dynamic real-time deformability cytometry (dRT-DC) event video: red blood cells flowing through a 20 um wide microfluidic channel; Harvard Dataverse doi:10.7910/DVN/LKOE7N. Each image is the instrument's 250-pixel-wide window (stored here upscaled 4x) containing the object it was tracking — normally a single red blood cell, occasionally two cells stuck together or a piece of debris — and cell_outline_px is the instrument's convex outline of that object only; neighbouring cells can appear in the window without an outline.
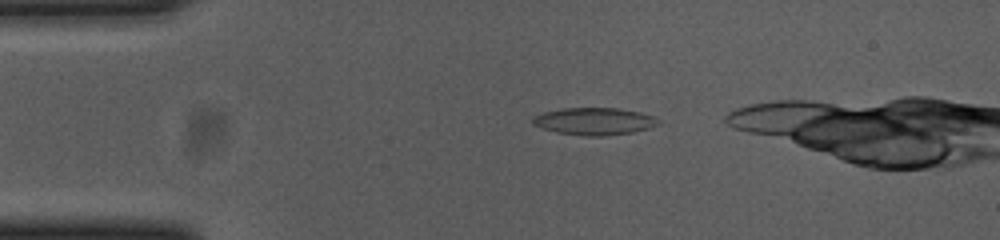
{"species": "common noctule bat (a hibernating species)", "species_latin": "Nyctalus noctula", "temperature_condition": "cold", "stored_images_in_passage": 41, "camera_frame_rate_fps": 3000, "um_per_image_px": 0.085, "animal": {"sex": "female", "body_mass_g": 23.0, "forearm_length_mm": 53.4}, "frame": {"image": 1, "passage_image": 5, "time_ms": 1.333, "image_size_px": [1000, 240], "cell_outline_px": [[660, 124], [648, 128], [632, 132], [604, 136], [588, 136], [556, 132], [532, 124], [532, 116], [544, 112], [564, 108], [620, 108], [640, 112], [652, 116], [660, 120]], "centroid_in_image_um": [50.52, 10.3], "position_along_channel_um": 34.5, "area_um2": 19.88}}
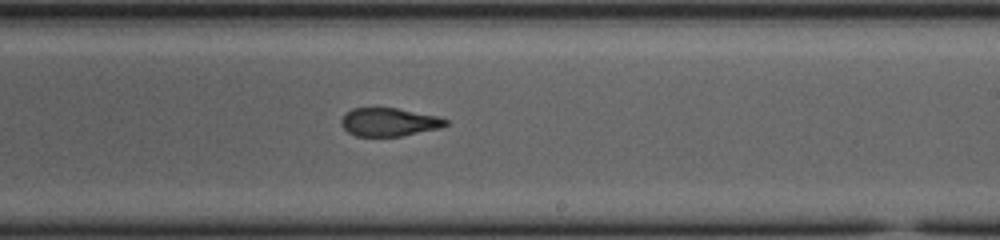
{"frame": {"image": 2, "passage_image": 26, "time_ms": 8.333, "image_size_px": [1000, 240], "cell_outline_px": [[448, 124], [440, 128], [400, 136], [356, 136], [348, 132], [344, 128], [340, 120], [344, 112], [352, 108], [396, 108], [436, 116], [448, 120]], "centroid_in_image_um": [33.03, 10.37], "position_along_channel_um": 256.0, "area_um2": 17.11}}
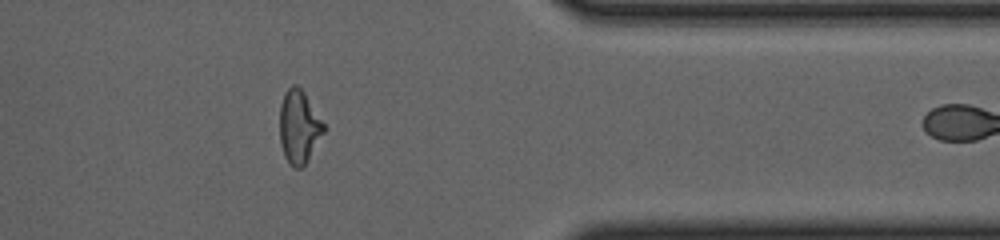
{"frame": {"image": 3, "passage_image": 38, "time_ms": 12.333, "image_size_px": [1000, 240], "cell_outline_px": [[328, 128], [308, 160], [300, 168], [292, 168], [288, 164], [284, 156], [280, 140], [280, 104], [284, 92], [292, 84], [296, 84], [304, 92]], "centroid_in_image_um": [25.43, 10.79], "position_along_channel_um": 386.0, "area_um2": 19.19}, "authors_computed_cell_mechanics": {"area_um2": 18.7272, "velocity_mm_per_s": 3.7047, "shape_relaxation_time_tau1_ms": null, "shape_relaxation_time_tau2_ms": 2.112, "deformation_change_tau1": null, "deformation_change_tau2": 0.1055}}